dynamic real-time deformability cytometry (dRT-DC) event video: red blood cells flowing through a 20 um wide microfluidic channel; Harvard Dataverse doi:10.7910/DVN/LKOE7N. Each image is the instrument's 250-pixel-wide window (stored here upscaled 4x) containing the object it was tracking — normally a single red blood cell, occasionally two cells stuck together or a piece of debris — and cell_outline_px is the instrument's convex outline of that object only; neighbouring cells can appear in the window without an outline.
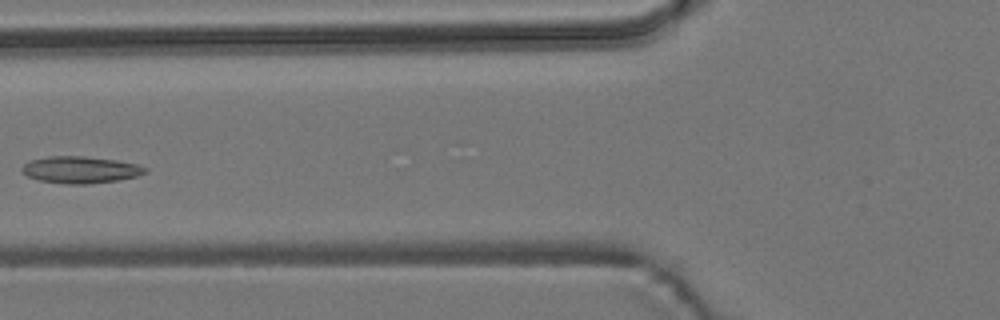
{"species": "common noctule bat (a hibernating species)", "species_latin": "Nyctalus noctula", "temperature_condition": "room temperature", "stored_images_in_passage": 7, "camera_frame_rate_fps": 3000, "um_per_image_px": 0.085, "animal": {"sex": "male", "body_mass_g": 19.2, "forearm_length_mm": 51.8}, "frame": {"image": 1, "passage_image": 6, "time_ms": 1.667, "image_size_px": [1000, 320], "cell_outline_px": [[148, 172], [136, 176], [116, 180], [88, 184], [64, 184], [40, 180], [28, 176], [20, 172], [20, 168], [28, 160], [48, 156], [84, 156], [116, 160], [136, 164], [148, 168]], "centroid_in_image_um": [6.79, 14.42], "position_along_channel_um": 119.0, "area_um2": 19.36}}
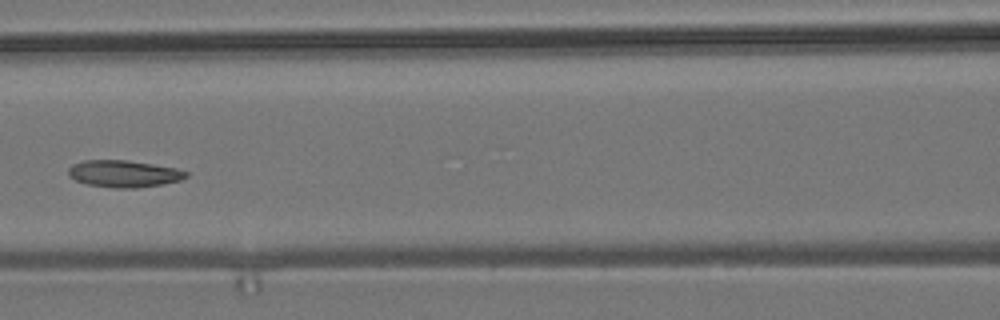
{"frame": {"image": 2, "passage_image": 7, "time_ms": 2.0, "image_size_px": [1000, 320], "cell_outline_px": [[188, 176], [180, 180], [164, 184], [136, 188], [112, 188], [88, 184], [76, 180], [68, 176], [68, 168], [72, 164], [84, 160], [128, 160], [176, 168], [188, 172]], "centroid_in_image_um": [10.52, 14.76], "position_along_channel_um": 156.1, "area_um2": 18.55}}